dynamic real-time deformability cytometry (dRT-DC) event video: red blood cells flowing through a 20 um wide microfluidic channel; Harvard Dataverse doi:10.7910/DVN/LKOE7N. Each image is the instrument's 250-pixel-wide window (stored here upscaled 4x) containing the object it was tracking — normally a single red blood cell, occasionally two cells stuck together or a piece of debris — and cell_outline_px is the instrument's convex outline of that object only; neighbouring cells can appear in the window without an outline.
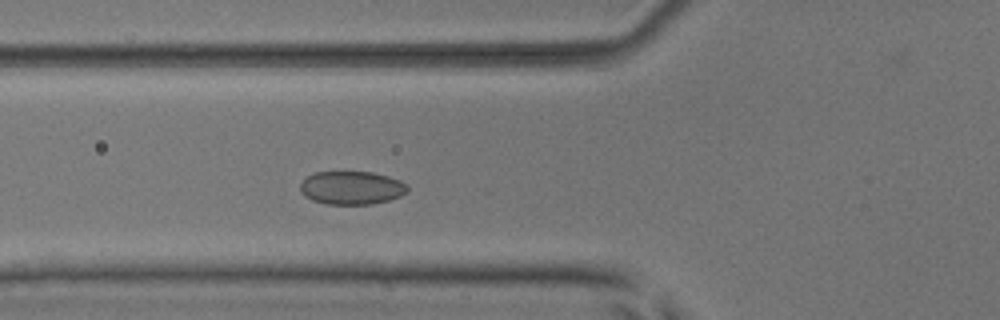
{"species": "common noctule bat (a hibernating species)", "species_latin": "Nyctalus noctula", "temperature_condition": "room temperature", "stored_images_in_passage": 4, "camera_frame_rate_fps": 3000, "um_per_image_px": 0.085, "animal": {"sex": "male", "body_mass_g": 17.9, "forearm_length_mm": 54.2}, "frame": {"image": 1, "passage_image": 4, "time_ms": 4.333, "image_size_px": [1000, 320], "cell_outline_px": [[408, 192], [400, 196], [388, 200], [372, 204], [328, 204], [312, 200], [304, 196], [300, 192], [300, 184], [308, 176], [316, 172], [372, 172], [388, 176], [400, 180], [408, 184]], "centroid_in_image_um": [29.9, 15.96], "position_along_channel_um": 95.9, "area_um2": 20.87}}